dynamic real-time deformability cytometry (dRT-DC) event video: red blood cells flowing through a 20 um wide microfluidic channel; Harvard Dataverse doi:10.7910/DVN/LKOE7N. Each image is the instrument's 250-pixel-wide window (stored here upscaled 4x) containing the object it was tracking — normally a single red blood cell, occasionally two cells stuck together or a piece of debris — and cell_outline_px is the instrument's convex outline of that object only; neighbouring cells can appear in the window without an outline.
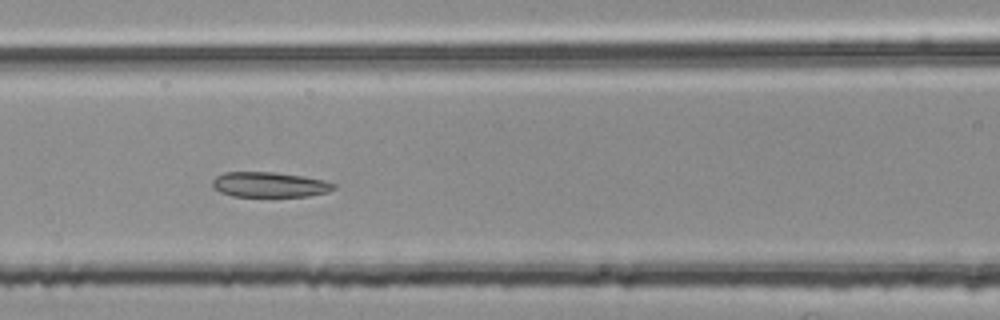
{"species": "common noctule bat (a hibernating species)", "species_latin": "Nyctalus noctula", "temperature_condition": "room temperature", "stored_images_in_passage": 50, "segment_of_instrument_passage": [2, 2], "camera_frame_rate_fps": 3000, "um_per_image_px": 0.085, "animal": {"sex": "female", "body_mass_g": 25.1}, "frame": {"image": 1, "passage_image": 22, "time_ms": 7.0, "image_size_px": [1000, 320], "cell_outline_px": [[336, 188], [328, 192], [308, 196], [232, 196], [220, 192], [212, 188], [212, 180], [216, 176], [224, 172], [272, 172], [304, 176], [324, 180], [336, 184]], "centroid_in_image_um": [22.9, 15.69], "position_along_channel_um": 143.7, "area_um2": 17.86}}
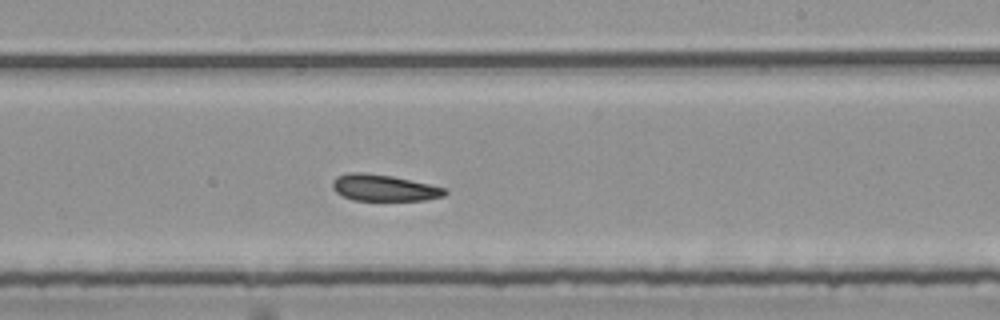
{"frame": {"image": 2, "passage_image": 31, "time_ms": 10.0, "image_size_px": [1000, 320], "cell_outline_px": [[448, 192], [444, 196], [424, 200], [352, 200], [336, 192], [332, 188], [332, 180], [336, 176], [348, 172], [364, 172], [392, 176], [428, 184], [444, 188]], "centroid_in_image_um": [32.58, 15.96], "position_along_channel_um": 256.4, "area_um2": 17.28}}
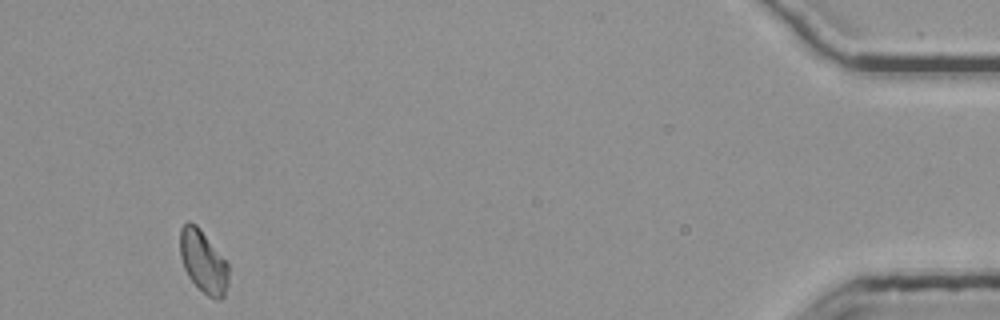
{"frame": {"image": 3, "passage_image": 50, "time_ms": 16.333, "image_size_px": [1000, 320], "cell_outline_px": [[228, 284], [224, 296], [220, 300], [216, 300], [208, 296], [188, 276], [184, 268], [180, 256], [180, 228], [188, 220], [196, 224], [200, 228], [228, 264]], "centroid_in_image_um": [17.27, 22.22], "position_along_channel_um": 417.9, "area_um2": 17.57}}